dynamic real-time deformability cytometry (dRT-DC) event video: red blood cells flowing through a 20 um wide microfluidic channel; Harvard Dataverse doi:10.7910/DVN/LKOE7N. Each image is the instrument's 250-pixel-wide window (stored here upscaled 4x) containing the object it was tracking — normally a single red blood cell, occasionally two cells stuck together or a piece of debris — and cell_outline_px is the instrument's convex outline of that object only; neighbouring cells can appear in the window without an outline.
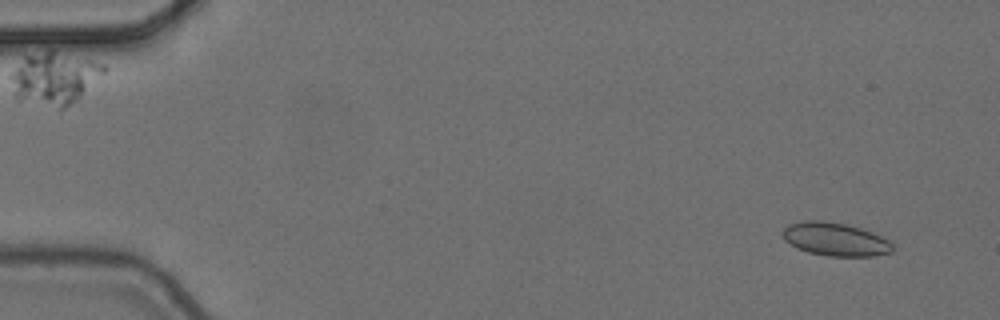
{"species": "common noctule bat (a hibernating species)", "species_latin": "Nyctalus noctula", "temperature_condition": "cold", "stored_images_in_passage": 4, "camera_frame_rate_fps": 3000, "um_per_image_px": 0.085, "animal": {"sex": "female", "body_mass_g": 24.6, "forearm_length_mm": 56.2}, "frame": {"image": 1, "passage_image": 2, "time_ms": 0.333, "image_size_px": [1000, 320], "cell_outline_px": [[896, 248], [892, 252], [876, 256], [828, 256], [808, 252], [796, 248], [784, 240], [780, 232], [788, 224], [804, 220], [824, 220], [844, 224], [860, 228], [872, 232], [888, 240]], "centroid_in_image_um": [70.97, 20.34], "position_along_channel_um": 14.0, "area_um2": 21.56}}